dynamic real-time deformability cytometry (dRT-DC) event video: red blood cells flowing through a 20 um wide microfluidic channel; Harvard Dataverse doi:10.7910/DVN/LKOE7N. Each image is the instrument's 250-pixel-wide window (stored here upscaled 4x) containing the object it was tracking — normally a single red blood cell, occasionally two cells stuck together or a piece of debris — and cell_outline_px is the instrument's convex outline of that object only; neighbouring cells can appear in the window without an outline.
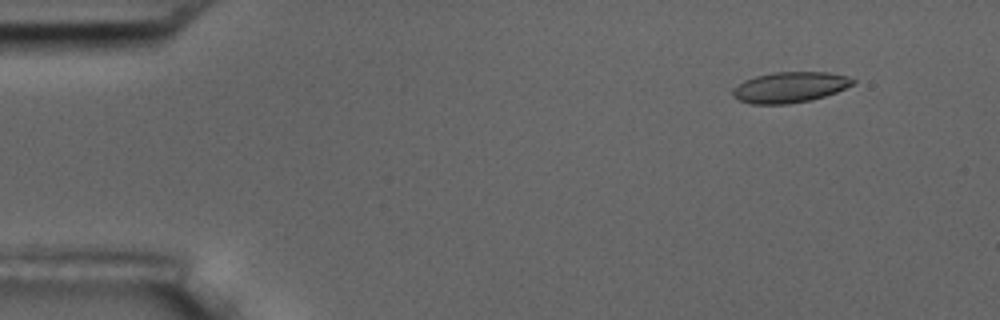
{"species": "common noctule bat (a hibernating species)", "species_latin": "Nyctalus noctula", "temperature_condition": "room temperature", "stored_images_in_passage": 4, "camera_frame_rate_fps": 3000, "um_per_image_px": 0.085, "animal": {"sex": "male", "body_mass_g": 17.5, "forearm_length_mm": 52.3}, "frame": {"image": 1, "passage_image": 1, "time_ms": 0.0, "image_size_px": [1000, 320], "cell_outline_px": [[856, 84], [836, 92], [812, 100], [788, 104], [752, 104], [740, 100], [732, 96], [732, 88], [744, 80], [756, 76], [772, 72], [828, 72], [848, 76], [856, 80]], "centroid_in_image_um": [67.16, 7.41], "position_along_channel_um": 17.8, "area_um2": 21.68}}